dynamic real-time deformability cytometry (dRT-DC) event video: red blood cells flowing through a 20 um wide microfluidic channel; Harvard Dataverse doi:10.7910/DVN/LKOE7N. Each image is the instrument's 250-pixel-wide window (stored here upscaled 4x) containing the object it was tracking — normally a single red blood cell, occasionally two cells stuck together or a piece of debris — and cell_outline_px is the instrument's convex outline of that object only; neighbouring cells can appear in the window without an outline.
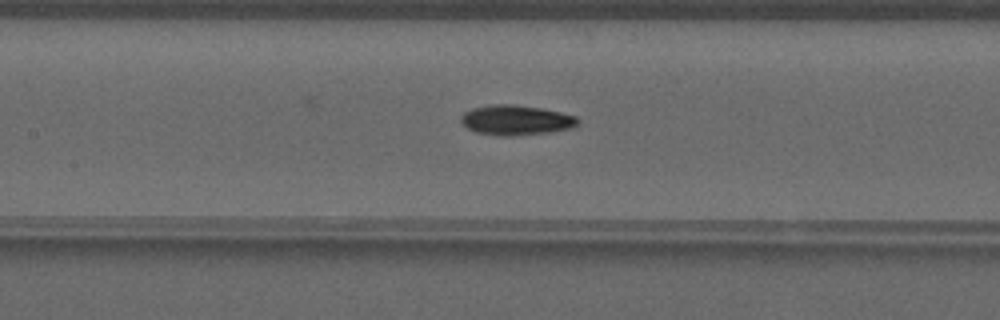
{"species": "common noctule bat (a hibernating species)", "species_latin": "Nyctalus noctula", "temperature_condition": "warm", "stored_images_in_passage": 53, "camera_frame_rate_fps": 3000, "um_per_image_px": 0.085, "animal": {"sex": "male", "forearm_length_mm": 52.5}, "frame": {"image": 1, "passage_image": 26, "time_ms": 8.333, "image_size_px": [1000, 320], "cell_outline_px": [[580, 120], [572, 128], [548, 132], [512, 136], [504, 136], [476, 132], [460, 124], [460, 116], [464, 112], [472, 108], [496, 104], [516, 104], [540, 108], [560, 112], [576, 116]], "centroid_in_image_um": [43.83, 10.2], "position_along_channel_um": 163.6, "area_um2": 20.4}}
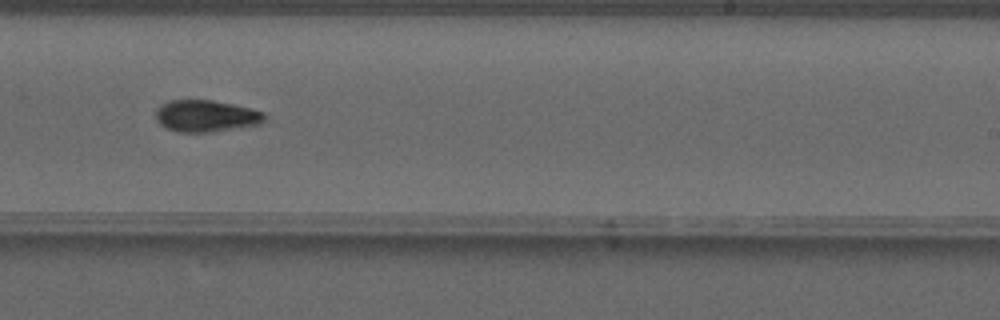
{"frame": {"image": 2, "passage_image": 34, "time_ms": 11.0, "image_size_px": [1000, 320], "cell_outline_px": [[264, 120], [260, 124], [212, 132], [176, 132], [164, 128], [156, 120], [156, 108], [160, 104], [168, 100], [212, 100], [232, 104], [264, 112]], "centroid_in_image_um": [17.44, 9.86], "position_along_channel_um": 271.6, "area_um2": 20.23}}
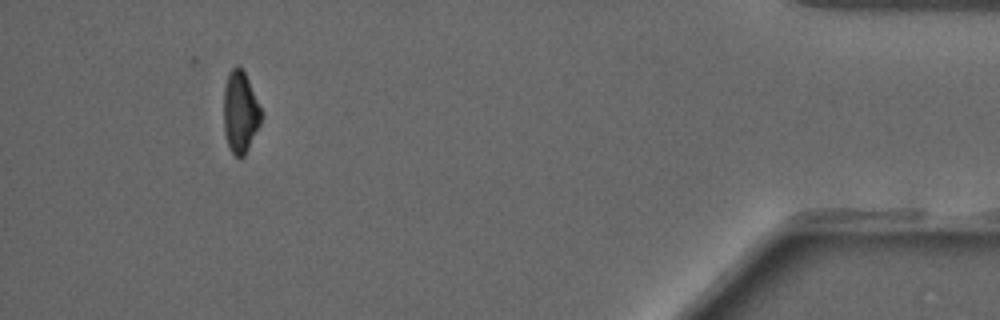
{"frame": {"image": 3, "passage_image": 49, "time_ms": 16.0, "image_size_px": [1000, 320], "cell_outline_px": [[264, 116], [244, 156], [236, 156], [232, 152], [228, 144], [224, 132], [224, 88], [228, 72], [236, 64], [244, 72], [264, 112]], "centroid_in_image_um": [20.44, 9.5], "position_along_channel_um": 414.8, "area_um2": 17.92}, "authors_computed_cell_mechanics": {"area_um2": 18.9006, "velocity_mm_per_s": 4.0668, "shape_relaxation_time_tau1_ms": 4.4559, "shape_relaxation_time_tau2_ms": 7.1201, "deformation_change_tau1": 0.1632, "deformation_change_tau2": 0.1464}}